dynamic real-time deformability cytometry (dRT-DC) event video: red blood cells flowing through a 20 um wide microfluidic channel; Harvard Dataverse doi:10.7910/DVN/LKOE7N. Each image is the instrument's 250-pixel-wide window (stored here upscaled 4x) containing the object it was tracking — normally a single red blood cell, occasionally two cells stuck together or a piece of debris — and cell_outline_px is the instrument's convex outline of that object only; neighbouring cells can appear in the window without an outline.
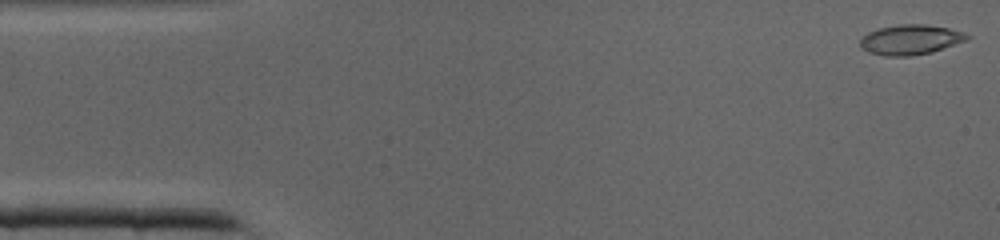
{"species": "common noctule bat (a hibernating species)", "species_latin": "Nyctalus noctula", "temperature_condition": "cold", "stored_images_in_passage": 6, "camera_frame_rate_fps": 3000, "um_per_image_px": 0.085, "animal": {"sex": "male", "body_mass_g": 19.0, "forearm_length_mm": 50.8}, "frame": {"image": 1, "passage_image": 1, "time_ms": 0.0, "image_size_px": [1000, 240], "cell_outline_px": [[972, 36], [968, 40], [932, 52], [912, 56], [884, 56], [868, 52], [860, 48], [860, 40], [868, 32], [880, 28], [900, 24], [924, 24], [948, 28], [964, 32]], "centroid_in_image_um": [77.41, 3.38], "position_along_channel_um": 7.6, "area_um2": 18.79}}